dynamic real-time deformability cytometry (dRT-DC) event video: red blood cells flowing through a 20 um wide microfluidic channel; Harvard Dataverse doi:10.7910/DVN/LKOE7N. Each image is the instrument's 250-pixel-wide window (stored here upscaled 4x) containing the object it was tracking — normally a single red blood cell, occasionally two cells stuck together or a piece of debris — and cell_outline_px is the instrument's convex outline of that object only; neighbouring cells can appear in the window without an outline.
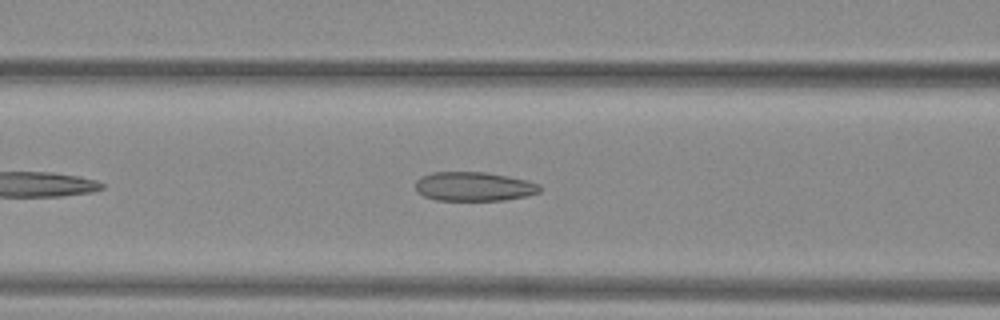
{"species": "common noctule bat (a hibernating species)", "species_latin": "Nyctalus noctula", "temperature_condition": "warm", "stored_images_in_passage": 36, "camera_frame_rate_fps": 3000, "um_per_image_px": 0.085, "animal": {"sex": "female", "body_mass_g": 29.2, "forearm_length_mm": 56.3}, "frame": {"image": 1, "passage_image": 8, "time_ms": 2.333, "image_size_px": [1000, 320], "cell_outline_px": [[544, 188], [540, 192], [528, 196], [504, 200], [436, 200], [424, 196], [416, 192], [416, 180], [420, 176], [432, 172], [488, 172], [508, 176], [540, 184]], "centroid_in_image_um": [40.29, 15.85], "position_along_channel_um": 126.3, "area_um2": 21.33}}
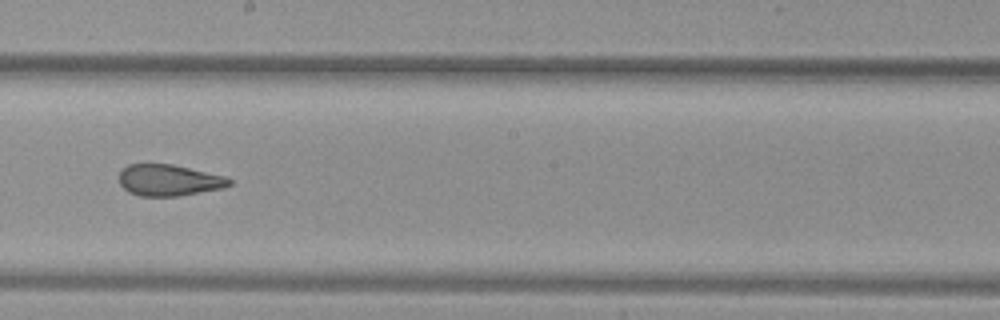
{"frame": {"image": 2, "passage_image": 16, "time_ms": 5.0, "image_size_px": [1000, 320], "cell_outline_px": [[232, 184], [224, 188], [176, 196], [140, 196], [128, 192], [120, 184], [120, 172], [128, 164], [172, 164], [224, 176], [232, 180]], "centroid_in_image_um": [14.36, 15.32], "position_along_channel_um": 233.8, "area_um2": 20.0}}
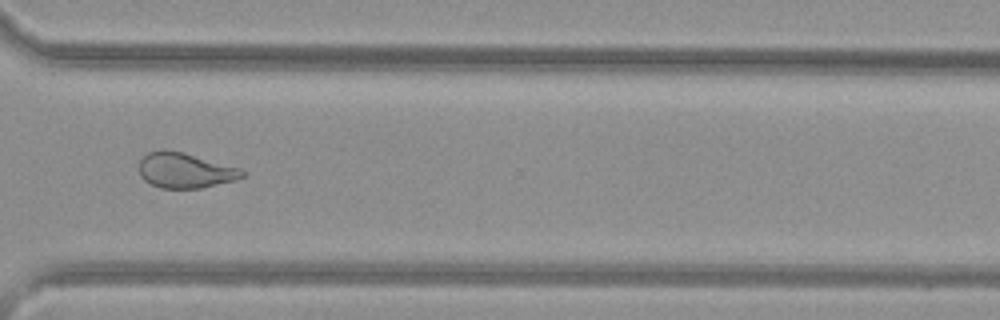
{"frame": {"image": 3, "passage_image": 25, "time_ms": 8.0, "image_size_px": [1000, 320], "cell_outline_px": [[248, 176], [236, 180], [200, 188], [160, 188], [144, 180], [140, 176], [140, 160], [148, 152], [164, 148], [184, 152], [240, 168], [248, 172]], "centroid_in_image_um": [15.77, 14.47], "position_along_channel_um": 354.8, "area_um2": 21.44}, "authors_computed_cell_mechanics": {"area_um2": 21.8484, "velocity_mm_per_s": 4.0387, "shape_relaxation_time_tau1_ms": 11.2423, "shape_relaxation_time_tau2_ms": 1.537, "deformation_change_tau1": 0.2664, "deformation_change_tau2": 0.0995}}